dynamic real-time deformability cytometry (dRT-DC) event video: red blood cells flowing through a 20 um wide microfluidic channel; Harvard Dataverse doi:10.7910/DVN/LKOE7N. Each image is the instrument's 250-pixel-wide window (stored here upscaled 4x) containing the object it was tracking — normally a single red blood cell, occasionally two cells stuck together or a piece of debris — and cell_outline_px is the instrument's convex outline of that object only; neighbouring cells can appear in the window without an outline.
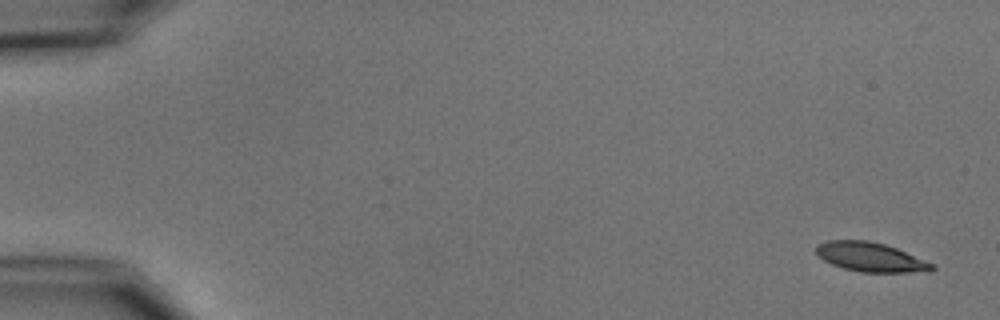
{"species": "common noctule bat (a hibernating species)", "species_latin": "Nyctalus noctula", "temperature_condition": "cold", "stored_images_in_passage": 5, "camera_frame_rate_fps": 3000, "um_per_image_px": 0.085, "animal": {"sex": "male", "body_mass_g": 15.6}, "frame": {"image": 1, "passage_image": 1, "time_ms": 0.0, "image_size_px": [1000, 320], "cell_outline_px": [[936, 268], [932, 272], [860, 272], [844, 268], [832, 264], [824, 260], [816, 252], [816, 248], [820, 244], [828, 240], [868, 240], [884, 244], [896, 248], [936, 264]], "centroid_in_image_um": [74.08, 21.86], "position_along_channel_um": 10.9, "area_um2": 19.77}}
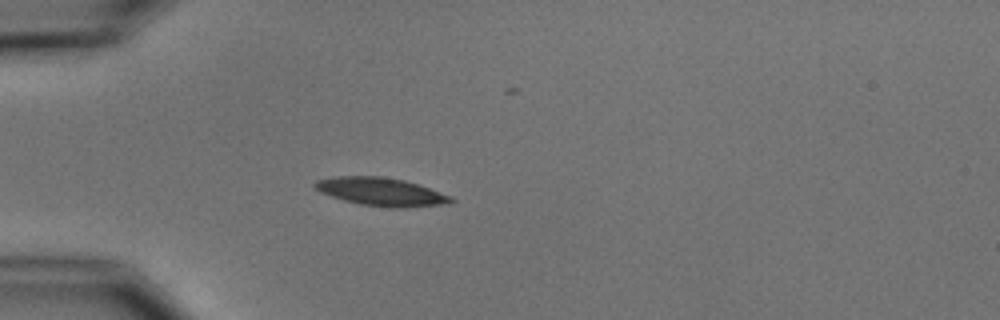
{"frame": {"image": 2, "passage_image": 5, "time_ms": 4.667, "image_size_px": [1000, 320], "cell_outline_px": [[456, 200], [448, 204], [408, 208], [392, 208], [360, 204], [344, 200], [320, 192], [312, 184], [316, 180], [336, 176], [384, 176], [404, 180], [452, 196]], "centroid_in_image_um": [32.42, 16.3], "position_along_channel_um": 52.6, "area_um2": 22.43}}